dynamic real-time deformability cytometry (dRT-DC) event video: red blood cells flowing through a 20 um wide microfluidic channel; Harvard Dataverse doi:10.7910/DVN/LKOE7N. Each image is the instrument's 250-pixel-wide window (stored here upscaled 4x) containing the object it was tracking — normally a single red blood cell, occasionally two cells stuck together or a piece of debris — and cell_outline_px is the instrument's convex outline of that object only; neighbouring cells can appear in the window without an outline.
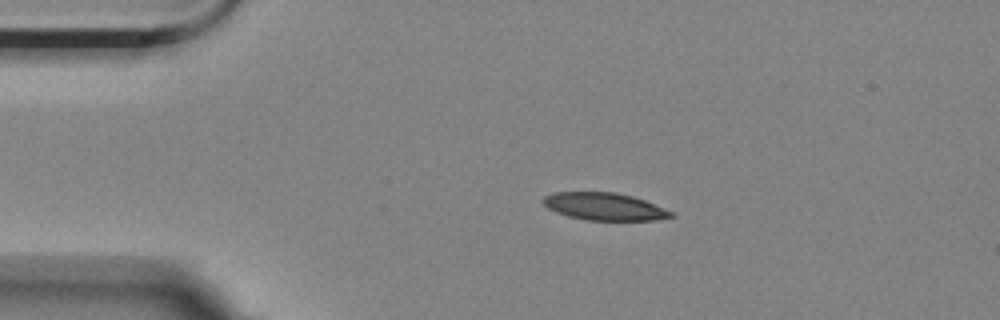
{"species": "Egyptian fruit bat (a non-hibernating species)", "species_latin": "Rousettus aegyptiacus", "temperature_condition": "room temperature", "stored_images_in_passage": 25, "camera_frame_rate_fps": 3000, "um_per_image_px": 0.085, "animal": {"sex": "female"}, "frame": {"image": 1, "passage_image": 1, "time_ms": 0.0, "image_size_px": [1000, 320], "cell_outline_px": [[676, 216], [652, 220], [584, 220], [568, 216], [556, 212], [548, 208], [540, 200], [544, 196], [552, 192], [616, 192], [632, 196], [644, 200], [672, 212]], "centroid_in_image_um": [51.32, 17.55], "position_along_channel_um": 33.7, "area_um2": 20.4}}
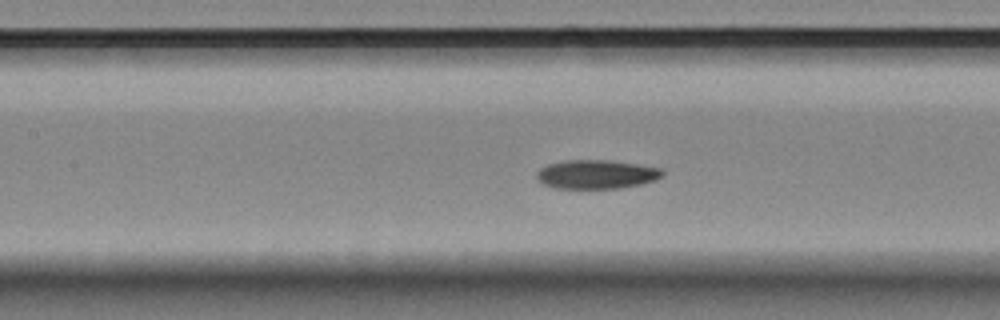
{"frame": {"image": 2, "passage_image": 15, "time_ms": 4.667, "image_size_px": [1000, 320], "cell_outline_px": [[664, 176], [656, 180], [640, 184], [620, 188], [556, 188], [544, 184], [536, 180], [536, 172], [540, 168], [548, 164], [564, 160], [612, 160], [660, 168], [664, 172]], "centroid_in_image_um": [50.68, 14.81], "position_along_channel_um": 156.7, "area_um2": 21.27}}
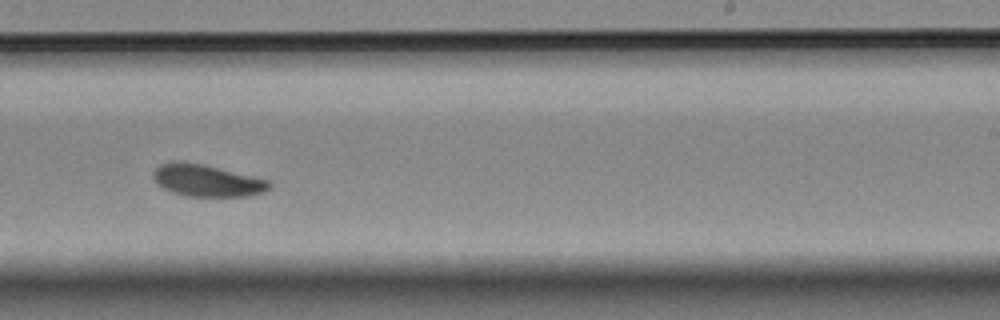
{"frame": {"image": 3, "passage_image": 25, "time_ms": 8.0, "image_size_px": [1000, 320], "cell_outline_px": [[272, 188], [264, 192], [248, 196], [188, 196], [172, 192], [164, 188], [152, 176], [152, 172], [160, 164], [176, 160], [184, 160], [204, 164], [268, 180], [272, 184]], "centroid_in_image_um": [17.59, 15.33], "position_along_channel_um": 271.4, "area_um2": 21.68}}